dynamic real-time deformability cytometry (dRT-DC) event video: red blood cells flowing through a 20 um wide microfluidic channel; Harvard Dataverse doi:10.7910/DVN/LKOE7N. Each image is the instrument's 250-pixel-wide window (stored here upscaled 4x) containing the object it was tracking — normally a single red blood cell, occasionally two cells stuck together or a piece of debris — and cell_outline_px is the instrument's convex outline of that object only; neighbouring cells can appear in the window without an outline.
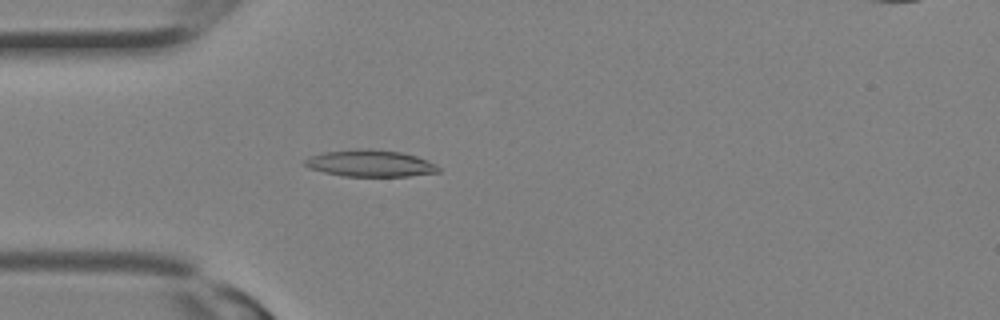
{"species": "Egyptian fruit bat (a non-hibernating species)", "species_latin": "Rousettus aegyptiacus", "temperature_condition": "room temperature", "stored_images_in_passage": 7, "camera_frame_rate_fps": 3000, "um_per_image_px": 0.085, "animal": {"sex": "female"}, "frame": {"image": 1, "passage_image": 3, "time_ms": 0.667, "image_size_px": [1000, 320], "cell_outline_px": [[440, 172], [408, 176], [344, 176], [324, 172], [308, 168], [304, 164], [304, 160], [312, 156], [324, 152], [352, 148], [372, 148], [400, 152], [416, 156], [428, 160], [436, 164], [440, 168]], "centroid_in_image_um": [31.48, 13.87], "position_along_channel_um": 53.5, "area_um2": 20.98}}
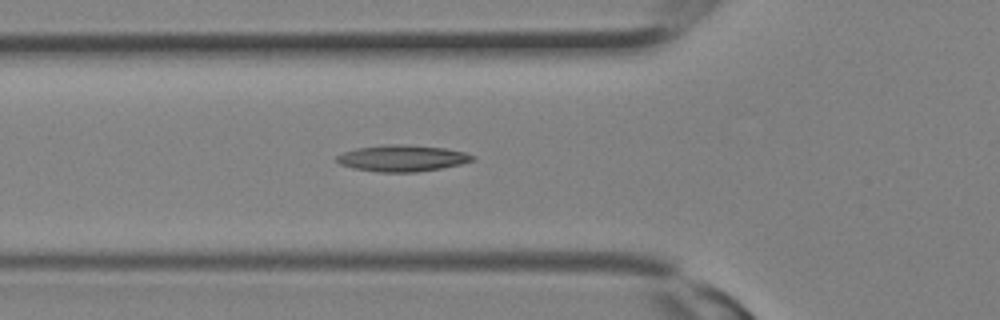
{"frame": {"image": 2, "passage_image": 5, "time_ms": 1.333, "image_size_px": [1000, 320], "cell_outline_px": [[476, 160], [460, 164], [440, 168], [416, 172], [376, 172], [352, 168], [340, 164], [336, 160], [336, 156], [344, 152], [356, 148], [384, 144], [404, 144], [448, 148], [464, 152], [476, 156]], "centroid_in_image_um": [34.2, 13.44], "position_along_channel_um": 91.6, "area_um2": 21.1}}
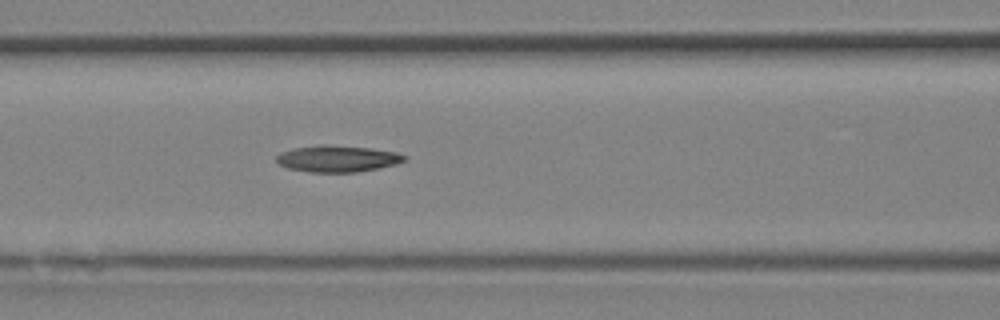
{"frame": {"image": 3, "passage_image": 7, "time_ms": 2.0, "image_size_px": [1000, 320], "cell_outline_px": [[408, 160], [396, 164], [356, 172], [308, 172], [288, 168], [280, 164], [276, 160], [276, 156], [280, 152], [292, 148], [320, 144], [368, 148], [396, 152], [408, 156]], "centroid_in_image_um": [28.67, 13.48], "position_along_channel_um": 137.9, "area_um2": 19.77}}